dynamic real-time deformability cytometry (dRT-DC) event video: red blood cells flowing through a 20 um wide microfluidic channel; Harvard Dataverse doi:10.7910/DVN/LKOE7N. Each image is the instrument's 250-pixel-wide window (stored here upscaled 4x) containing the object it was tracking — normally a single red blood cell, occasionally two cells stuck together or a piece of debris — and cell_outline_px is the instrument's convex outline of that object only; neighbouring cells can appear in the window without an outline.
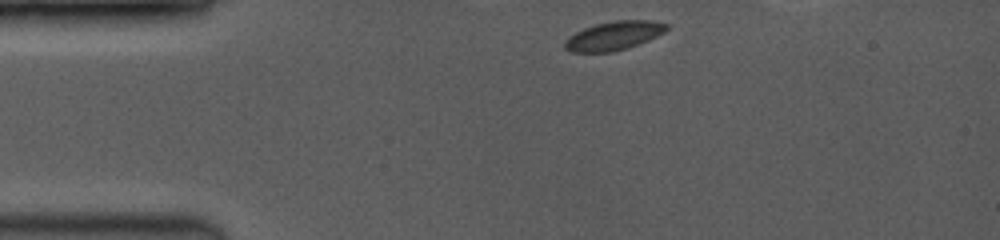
{"species": "common noctule bat (a hibernating species)", "species_latin": "Nyctalus noctula", "temperature_condition": "room temperature", "stored_images_in_passage": 5, "camera_frame_rate_fps": 3500, "um_per_image_px": 0.085, "animal": {"sex": "female", "body_mass_g": 19.0, "forearm_length_mm": 53.3}, "frame": {"image": 1, "passage_image": 1, "time_ms": 0.0, "image_size_px": [1000, 240], "cell_outline_px": [[668, 28], [664, 32], [648, 40], [628, 48], [612, 52], [572, 52], [564, 48], [564, 44], [576, 32], [584, 28], [596, 24], [616, 20], [648, 20], [668, 24]], "centroid_in_image_um": [52.2, 3.04], "position_along_channel_um": 32.8, "area_um2": 16.82}}